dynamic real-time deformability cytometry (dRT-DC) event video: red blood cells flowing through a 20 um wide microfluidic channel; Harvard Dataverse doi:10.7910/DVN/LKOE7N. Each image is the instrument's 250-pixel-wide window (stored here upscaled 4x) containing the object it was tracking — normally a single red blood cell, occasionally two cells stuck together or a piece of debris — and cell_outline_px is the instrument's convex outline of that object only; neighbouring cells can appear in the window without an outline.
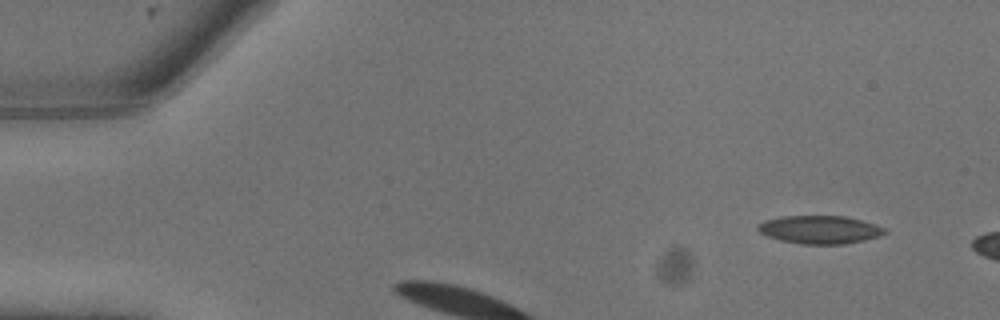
{"species": "common noctule bat (a hibernating species)", "species_latin": "Nyctalus noctula", "temperature_condition": "warm", "stored_images_in_passage": 11, "camera_frame_rate_fps": 3000, "um_per_image_px": 0.085, "animal": {"sex": "male", "body_mass_g": 13.3}, "frame": {"image": 1, "passage_image": 1, "time_ms": 0.0, "image_size_px": [1000, 320], "cell_outline_px": [[888, 232], [880, 236], [864, 240], [844, 244], [800, 244], [780, 240], [768, 236], [760, 232], [756, 228], [756, 224], [764, 220], [780, 216], [844, 216], [876, 224], [884, 228]], "centroid_in_image_um": [69.66, 19.52], "position_along_channel_um": 15.3, "area_um2": 20.87}}
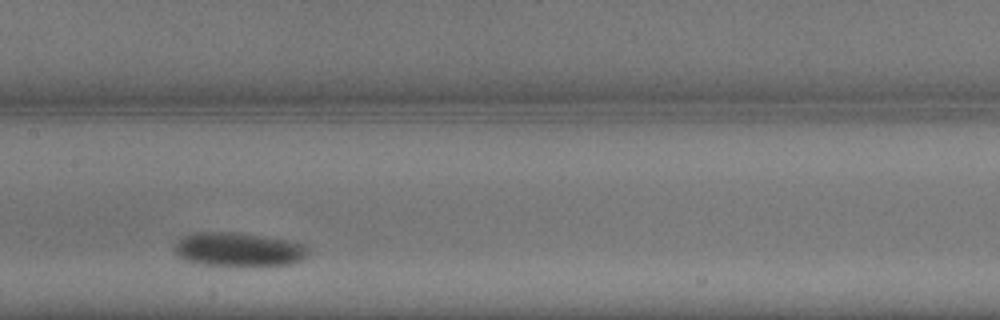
{"frame": {"image": 2, "passage_image": 7, "time_ms": 2.0, "image_size_px": [1000, 320], "cell_outline_px": [[308, 256], [292, 264], [260, 268], [240, 268], [204, 264], [188, 260], [176, 256], [172, 252], [172, 248], [184, 236], [192, 232], [232, 232], [284, 240], [304, 244], [308, 248]], "centroid_in_image_um": [20.28, 21.26], "position_along_channel_um": 187.1, "area_um2": 27.17}}
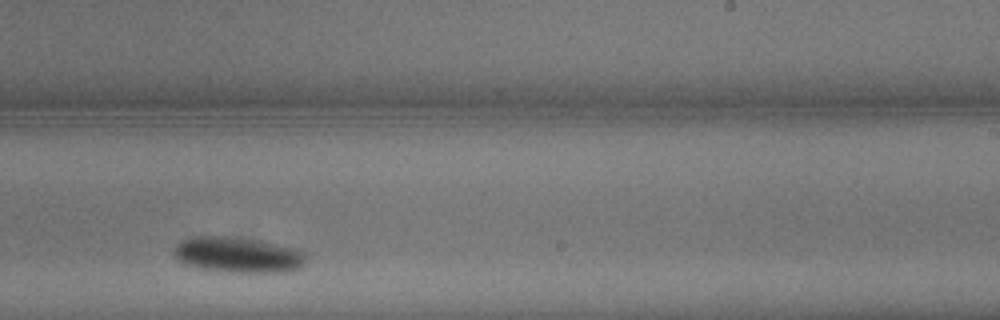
{"frame": {"image": 3, "passage_image": 10, "time_ms": 3.0, "image_size_px": [1000, 320], "cell_outline_px": [[308, 260], [300, 268], [284, 272], [236, 272], [204, 268], [184, 264], [176, 260], [172, 252], [172, 248], [180, 240], [188, 236], [220, 236], [248, 240], [272, 244], [292, 248], [308, 252]], "centroid_in_image_um": [20.18, 21.67], "position_along_channel_um": 268.8, "area_um2": 27.22}}